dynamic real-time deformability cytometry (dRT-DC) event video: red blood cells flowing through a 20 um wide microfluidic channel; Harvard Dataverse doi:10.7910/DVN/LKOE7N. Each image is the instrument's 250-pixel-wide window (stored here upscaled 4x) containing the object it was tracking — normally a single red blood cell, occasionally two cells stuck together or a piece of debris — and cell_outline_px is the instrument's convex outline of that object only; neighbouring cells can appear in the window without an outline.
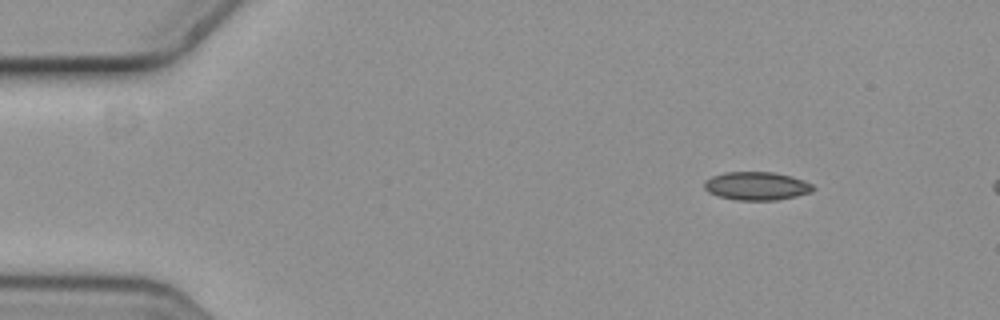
{"species": "common noctule bat (a hibernating species)", "species_latin": "Nyctalus noctula", "temperature_condition": "cold", "stored_images_in_passage": 4, "camera_frame_rate_fps": 3000, "um_per_image_px": 0.085, "animal": {"sex": "female", "body_mass_g": 19.3, "forearm_length_mm": 54.1}, "frame": {"image": 1, "passage_image": 1, "time_ms": 0.0, "image_size_px": [1000, 320], "cell_outline_px": [[816, 188], [812, 192], [796, 196], [776, 200], [736, 200], [720, 196], [708, 192], [704, 188], [704, 180], [712, 176], [724, 172], [772, 172], [792, 176], [804, 180], [812, 184]], "centroid_in_image_um": [64.32, 15.8], "position_along_channel_um": 20.7, "area_um2": 18.03}}